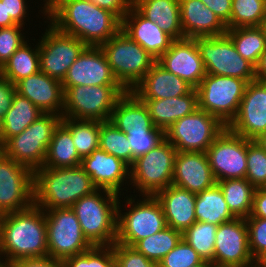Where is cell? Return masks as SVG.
Instances as JSON below:
<instances>
[{"label": "cell", "mask_w": 266, "mask_h": 267, "mask_svg": "<svg viewBox=\"0 0 266 267\" xmlns=\"http://www.w3.org/2000/svg\"><path fill=\"white\" fill-rule=\"evenodd\" d=\"M47 14L58 31L80 39L87 46H100L122 26L115 14L89 0H60Z\"/></svg>", "instance_id": "6da1fadb"}, {"label": "cell", "mask_w": 266, "mask_h": 267, "mask_svg": "<svg viewBox=\"0 0 266 267\" xmlns=\"http://www.w3.org/2000/svg\"><path fill=\"white\" fill-rule=\"evenodd\" d=\"M5 262L21 258L48 256L45 212L32 204L29 208L6 213L0 221V255Z\"/></svg>", "instance_id": "7a4b0ae2"}, {"label": "cell", "mask_w": 266, "mask_h": 267, "mask_svg": "<svg viewBox=\"0 0 266 267\" xmlns=\"http://www.w3.org/2000/svg\"><path fill=\"white\" fill-rule=\"evenodd\" d=\"M96 190L98 187L81 165L34 170L33 204L44 211L71 208L80 198Z\"/></svg>", "instance_id": "3957f363"}, {"label": "cell", "mask_w": 266, "mask_h": 267, "mask_svg": "<svg viewBox=\"0 0 266 267\" xmlns=\"http://www.w3.org/2000/svg\"><path fill=\"white\" fill-rule=\"evenodd\" d=\"M101 190L106 198L99 194ZM118 195L107 189H98L71 207L84 236L93 246H112L116 242Z\"/></svg>", "instance_id": "277c9868"}, {"label": "cell", "mask_w": 266, "mask_h": 267, "mask_svg": "<svg viewBox=\"0 0 266 267\" xmlns=\"http://www.w3.org/2000/svg\"><path fill=\"white\" fill-rule=\"evenodd\" d=\"M100 48L104 52L116 80L126 91H132L156 62L123 30L101 44Z\"/></svg>", "instance_id": "5b68a950"}, {"label": "cell", "mask_w": 266, "mask_h": 267, "mask_svg": "<svg viewBox=\"0 0 266 267\" xmlns=\"http://www.w3.org/2000/svg\"><path fill=\"white\" fill-rule=\"evenodd\" d=\"M125 92L121 85L71 86L64 92L62 117L109 121L116 102Z\"/></svg>", "instance_id": "8992f818"}, {"label": "cell", "mask_w": 266, "mask_h": 267, "mask_svg": "<svg viewBox=\"0 0 266 267\" xmlns=\"http://www.w3.org/2000/svg\"><path fill=\"white\" fill-rule=\"evenodd\" d=\"M246 86L247 82L237 77L206 74L195 88L198 107L228 126L238 113Z\"/></svg>", "instance_id": "52a82bcc"}, {"label": "cell", "mask_w": 266, "mask_h": 267, "mask_svg": "<svg viewBox=\"0 0 266 267\" xmlns=\"http://www.w3.org/2000/svg\"><path fill=\"white\" fill-rule=\"evenodd\" d=\"M177 150L164 139L158 146L137 157L130 166V180L142 195L154 196L172 185Z\"/></svg>", "instance_id": "ba28073f"}, {"label": "cell", "mask_w": 266, "mask_h": 267, "mask_svg": "<svg viewBox=\"0 0 266 267\" xmlns=\"http://www.w3.org/2000/svg\"><path fill=\"white\" fill-rule=\"evenodd\" d=\"M61 120L60 115L43 114L22 133L4 143L5 155L33 171L43 167L53 132Z\"/></svg>", "instance_id": "9c48e42d"}, {"label": "cell", "mask_w": 266, "mask_h": 267, "mask_svg": "<svg viewBox=\"0 0 266 267\" xmlns=\"http://www.w3.org/2000/svg\"><path fill=\"white\" fill-rule=\"evenodd\" d=\"M217 117L200 110L177 120L165 131V139L178 152H204L226 129Z\"/></svg>", "instance_id": "30bf717a"}, {"label": "cell", "mask_w": 266, "mask_h": 267, "mask_svg": "<svg viewBox=\"0 0 266 267\" xmlns=\"http://www.w3.org/2000/svg\"><path fill=\"white\" fill-rule=\"evenodd\" d=\"M194 40L206 74L237 77L247 83L256 79L255 66L237 52L226 34Z\"/></svg>", "instance_id": "8fae6325"}, {"label": "cell", "mask_w": 266, "mask_h": 267, "mask_svg": "<svg viewBox=\"0 0 266 267\" xmlns=\"http://www.w3.org/2000/svg\"><path fill=\"white\" fill-rule=\"evenodd\" d=\"M46 213L48 256L63 260L82 254L93 247L84 236L81 225L71 208H56Z\"/></svg>", "instance_id": "7c38bea8"}, {"label": "cell", "mask_w": 266, "mask_h": 267, "mask_svg": "<svg viewBox=\"0 0 266 267\" xmlns=\"http://www.w3.org/2000/svg\"><path fill=\"white\" fill-rule=\"evenodd\" d=\"M143 201L134 204L129 212L121 214L117 206L116 242L133 246L137 241L149 237L167 227L162 206L155 196L146 195Z\"/></svg>", "instance_id": "4fadbf2b"}, {"label": "cell", "mask_w": 266, "mask_h": 267, "mask_svg": "<svg viewBox=\"0 0 266 267\" xmlns=\"http://www.w3.org/2000/svg\"><path fill=\"white\" fill-rule=\"evenodd\" d=\"M48 28L39 43L40 71L62 82L87 45L74 36L58 31L52 24Z\"/></svg>", "instance_id": "5bb4252c"}, {"label": "cell", "mask_w": 266, "mask_h": 267, "mask_svg": "<svg viewBox=\"0 0 266 267\" xmlns=\"http://www.w3.org/2000/svg\"><path fill=\"white\" fill-rule=\"evenodd\" d=\"M216 181L245 178L247 139L227 127L206 151Z\"/></svg>", "instance_id": "9a60e30c"}, {"label": "cell", "mask_w": 266, "mask_h": 267, "mask_svg": "<svg viewBox=\"0 0 266 267\" xmlns=\"http://www.w3.org/2000/svg\"><path fill=\"white\" fill-rule=\"evenodd\" d=\"M34 171L5 154L0 158V207L5 213L33 204Z\"/></svg>", "instance_id": "2e32d148"}, {"label": "cell", "mask_w": 266, "mask_h": 267, "mask_svg": "<svg viewBox=\"0 0 266 267\" xmlns=\"http://www.w3.org/2000/svg\"><path fill=\"white\" fill-rule=\"evenodd\" d=\"M249 251L245 218H235L218 226L215 247V267H258ZM254 264V265H253Z\"/></svg>", "instance_id": "e0dca14e"}, {"label": "cell", "mask_w": 266, "mask_h": 267, "mask_svg": "<svg viewBox=\"0 0 266 267\" xmlns=\"http://www.w3.org/2000/svg\"><path fill=\"white\" fill-rule=\"evenodd\" d=\"M227 128L249 140L266 132L265 81L255 79L247 83L238 113Z\"/></svg>", "instance_id": "ac0fdd59"}, {"label": "cell", "mask_w": 266, "mask_h": 267, "mask_svg": "<svg viewBox=\"0 0 266 267\" xmlns=\"http://www.w3.org/2000/svg\"><path fill=\"white\" fill-rule=\"evenodd\" d=\"M61 83L64 92L78 85H120L100 46H87L70 66Z\"/></svg>", "instance_id": "d6986e66"}, {"label": "cell", "mask_w": 266, "mask_h": 267, "mask_svg": "<svg viewBox=\"0 0 266 267\" xmlns=\"http://www.w3.org/2000/svg\"><path fill=\"white\" fill-rule=\"evenodd\" d=\"M156 62L165 70L185 80L194 89L205 77L203 61L194 39L174 40Z\"/></svg>", "instance_id": "ffe728a7"}, {"label": "cell", "mask_w": 266, "mask_h": 267, "mask_svg": "<svg viewBox=\"0 0 266 267\" xmlns=\"http://www.w3.org/2000/svg\"><path fill=\"white\" fill-rule=\"evenodd\" d=\"M217 183L204 152H177L172 185L199 193Z\"/></svg>", "instance_id": "44dd1931"}, {"label": "cell", "mask_w": 266, "mask_h": 267, "mask_svg": "<svg viewBox=\"0 0 266 267\" xmlns=\"http://www.w3.org/2000/svg\"><path fill=\"white\" fill-rule=\"evenodd\" d=\"M15 87L17 93L28 98L44 114L62 116L64 112L62 111L64 109V89L61 81L39 71L18 81ZM60 109L62 113L59 111Z\"/></svg>", "instance_id": "7402d4cb"}, {"label": "cell", "mask_w": 266, "mask_h": 267, "mask_svg": "<svg viewBox=\"0 0 266 267\" xmlns=\"http://www.w3.org/2000/svg\"><path fill=\"white\" fill-rule=\"evenodd\" d=\"M81 166L92 178L98 189H107L119 194L125 178H130V166L123 160L108 154L101 148L82 158Z\"/></svg>", "instance_id": "603a6c76"}, {"label": "cell", "mask_w": 266, "mask_h": 267, "mask_svg": "<svg viewBox=\"0 0 266 267\" xmlns=\"http://www.w3.org/2000/svg\"><path fill=\"white\" fill-rule=\"evenodd\" d=\"M123 30L157 60L174 41L156 23L145 18L133 5L122 19Z\"/></svg>", "instance_id": "cb8c5ba5"}, {"label": "cell", "mask_w": 266, "mask_h": 267, "mask_svg": "<svg viewBox=\"0 0 266 267\" xmlns=\"http://www.w3.org/2000/svg\"><path fill=\"white\" fill-rule=\"evenodd\" d=\"M183 35L185 38L221 36L226 25L200 0H179Z\"/></svg>", "instance_id": "d4e9b609"}, {"label": "cell", "mask_w": 266, "mask_h": 267, "mask_svg": "<svg viewBox=\"0 0 266 267\" xmlns=\"http://www.w3.org/2000/svg\"><path fill=\"white\" fill-rule=\"evenodd\" d=\"M160 202L167 226L181 233L196 222V194L188 190L169 185L155 195Z\"/></svg>", "instance_id": "484cf974"}, {"label": "cell", "mask_w": 266, "mask_h": 267, "mask_svg": "<svg viewBox=\"0 0 266 267\" xmlns=\"http://www.w3.org/2000/svg\"><path fill=\"white\" fill-rule=\"evenodd\" d=\"M193 87L155 62L132 92L139 99H164L188 94Z\"/></svg>", "instance_id": "4316f807"}, {"label": "cell", "mask_w": 266, "mask_h": 267, "mask_svg": "<svg viewBox=\"0 0 266 267\" xmlns=\"http://www.w3.org/2000/svg\"><path fill=\"white\" fill-rule=\"evenodd\" d=\"M140 100L146 104L154 126L164 131L177 120L194 113L199 108L197 91L194 88L183 96Z\"/></svg>", "instance_id": "83f0119b"}, {"label": "cell", "mask_w": 266, "mask_h": 267, "mask_svg": "<svg viewBox=\"0 0 266 267\" xmlns=\"http://www.w3.org/2000/svg\"><path fill=\"white\" fill-rule=\"evenodd\" d=\"M145 18L156 23L173 40L184 39L179 0H133Z\"/></svg>", "instance_id": "f1b7e54d"}, {"label": "cell", "mask_w": 266, "mask_h": 267, "mask_svg": "<svg viewBox=\"0 0 266 267\" xmlns=\"http://www.w3.org/2000/svg\"><path fill=\"white\" fill-rule=\"evenodd\" d=\"M123 132L131 129H155L146 104L132 91H126L116 102L109 120Z\"/></svg>", "instance_id": "f546056e"}, {"label": "cell", "mask_w": 266, "mask_h": 267, "mask_svg": "<svg viewBox=\"0 0 266 267\" xmlns=\"http://www.w3.org/2000/svg\"><path fill=\"white\" fill-rule=\"evenodd\" d=\"M195 216L196 221L217 226L236 218L228 209L223 192L217 183L196 194Z\"/></svg>", "instance_id": "4dcf8cb0"}, {"label": "cell", "mask_w": 266, "mask_h": 267, "mask_svg": "<svg viewBox=\"0 0 266 267\" xmlns=\"http://www.w3.org/2000/svg\"><path fill=\"white\" fill-rule=\"evenodd\" d=\"M71 132L60 122L53 132L43 167L67 168L81 165Z\"/></svg>", "instance_id": "1f68e13d"}, {"label": "cell", "mask_w": 266, "mask_h": 267, "mask_svg": "<svg viewBox=\"0 0 266 267\" xmlns=\"http://www.w3.org/2000/svg\"><path fill=\"white\" fill-rule=\"evenodd\" d=\"M43 114L28 98L16 92L12 106L3 115V142L22 133Z\"/></svg>", "instance_id": "d6a6232c"}, {"label": "cell", "mask_w": 266, "mask_h": 267, "mask_svg": "<svg viewBox=\"0 0 266 267\" xmlns=\"http://www.w3.org/2000/svg\"><path fill=\"white\" fill-rule=\"evenodd\" d=\"M225 34L244 59L254 66L258 64L260 56L266 50V25L227 29Z\"/></svg>", "instance_id": "836d02e7"}, {"label": "cell", "mask_w": 266, "mask_h": 267, "mask_svg": "<svg viewBox=\"0 0 266 267\" xmlns=\"http://www.w3.org/2000/svg\"><path fill=\"white\" fill-rule=\"evenodd\" d=\"M34 49L25 41L0 68V75L14 85L40 71L39 43Z\"/></svg>", "instance_id": "e575fe53"}, {"label": "cell", "mask_w": 266, "mask_h": 267, "mask_svg": "<svg viewBox=\"0 0 266 267\" xmlns=\"http://www.w3.org/2000/svg\"><path fill=\"white\" fill-rule=\"evenodd\" d=\"M228 209L236 218L251 215L255 188L245 179H226L218 181Z\"/></svg>", "instance_id": "d590c367"}, {"label": "cell", "mask_w": 266, "mask_h": 267, "mask_svg": "<svg viewBox=\"0 0 266 267\" xmlns=\"http://www.w3.org/2000/svg\"><path fill=\"white\" fill-rule=\"evenodd\" d=\"M61 123L71 132L75 148L81 158L99 148L101 121L62 117Z\"/></svg>", "instance_id": "8d00e7d4"}, {"label": "cell", "mask_w": 266, "mask_h": 267, "mask_svg": "<svg viewBox=\"0 0 266 267\" xmlns=\"http://www.w3.org/2000/svg\"><path fill=\"white\" fill-rule=\"evenodd\" d=\"M181 239V232L167 226L163 230L137 241L133 247L149 260L159 262Z\"/></svg>", "instance_id": "74e56055"}, {"label": "cell", "mask_w": 266, "mask_h": 267, "mask_svg": "<svg viewBox=\"0 0 266 267\" xmlns=\"http://www.w3.org/2000/svg\"><path fill=\"white\" fill-rule=\"evenodd\" d=\"M218 226L196 221L182 233V239L203 259L214 266L215 237Z\"/></svg>", "instance_id": "f35d334b"}, {"label": "cell", "mask_w": 266, "mask_h": 267, "mask_svg": "<svg viewBox=\"0 0 266 267\" xmlns=\"http://www.w3.org/2000/svg\"><path fill=\"white\" fill-rule=\"evenodd\" d=\"M266 25V0H232L227 29Z\"/></svg>", "instance_id": "ab89813d"}, {"label": "cell", "mask_w": 266, "mask_h": 267, "mask_svg": "<svg viewBox=\"0 0 266 267\" xmlns=\"http://www.w3.org/2000/svg\"><path fill=\"white\" fill-rule=\"evenodd\" d=\"M99 148L123 160L129 166L132 165V152L127 135L110 121L102 122L100 125Z\"/></svg>", "instance_id": "60d3db41"}, {"label": "cell", "mask_w": 266, "mask_h": 267, "mask_svg": "<svg viewBox=\"0 0 266 267\" xmlns=\"http://www.w3.org/2000/svg\"><path fill=\"white\" fill-rule=\"evenodd\" d=\"M132 152V164L134 160L158 146L165 139V131L155 129H131L126 132Z\"/></svg>", "instance_id": "b9f144b4"}, {"label": "cell", "mask_w": 266, "mask_h": 267, "mask_svg": "<svg viewBox=\"0 0 266 267\" xmlns=\"http://www.w3.org/2000/svg\"><path fill=\"white\" fill-rule=\"evenodd\" d=\"M245 179L254 188H266V152L247 139V172Z\"/></svg>", "instance_id": "7bdbcfd3"}, {"label": "cell", "mask_w": 266, "mask_h": 267, "mask_svg": "<svg viewBox=\"0 0 266 267\" xmlns=\"http://www.w3.org/2000/svg\"><path fill=\"white\" fill-rule=\"evenodd\" d=\"M194 265L212 264L203 261L200 255L183 239L159 261V267H190Z\"/></svg>", "instance_id": "ee69618b"}, {"label": "cell", "mask_w": 266, "mask_h": 267, "mask_svg": "<svg viewBox=\"0 0 266 267\" xmlns=\"http://www.w3.org/2000/svg\"><path fill=\"white\" fill-rule=\"evenodd\" d=\"M245 219L248 228L249 251L256 264H259L266 258V219L251 215Z\"/></svg>", "instance_id": "f6af8a7d"}, {"label": "cell", "mask_w": 266, "mask_h": 267, "mask_svg": "<svg viewBox=\"0 0 266 267\" xmlns=\"http://www.w3.org/2000/svg\"><path fill=\"white\" fill-rule=\"evenodd\" d=\"M115 261L120 267H159V262L149 260L133 246L115 242L113 245Z\"/></svg>", "instance_id": "bcb514c9"}, {"label": "cell", "mask_w": 266, "mask_h": 267, "mask_svg": "<svg viewBox=\"0 0 266 267\" xmlns=\"http://www.w3.org/2000/svg\"><path fill=\"white\" fill-rule=\"evenodd\" d=\"M20 25L0 28V68L12 54L24 43ZM22 35V36H21Z\"/></svg>", "instance_id": "7dc6e473"}, {"label": "cell", "mask_w": 266, "mask_h": 267, "mask_svg": "<svg viewBox=\"0 0 266 267\" xmlns=\"http://www.w3.org/2000/svg\"><path fill=\"white\" fill-rule=\"evenodd\" d=\"M5 9L6 27L24 24L27 9L25 0H5Z\"/></svg>", "instance_id": "c3c4849f"}, {"label": "cell", "mask_w": 266, "mask_h": 267, "mask_svg": "<svg viewBox=\"0 0 266 267\" xmlns=\"http://www.w3.org/2000/svg\"><path fill=\"white\" fill-rule=\"evenodd\" d=\"M114 261L113 246H93L89 249V267H110Z\"/></svg>", "instance_id": "681fc988"}, {"label": "cell", "mask_w": 266, "mask_h": 267, "mask_svg": "<svg viewBox=\"0 0 266 267\" xmlns=\"http://www.w3.org/2000/svg\"><path fill=\"white\" fill-rule=\"evenodd\" d=\"M96 6L115 14L121 21L130 10L133 0H89Z\"/></svg>", "instance_id": "f907efd6"}, {"label": "cell", "mask_w": 266, "mask_h": 267, "mask_svg": "<svg viewBox=\"0 0 266 267\" xmlns=\"http://www.w3.org/2000/svg\"><path fill=\"white\" fill-rule=\"evenodd\" d=\"M9 267H64L62 260L50 256L17 259Z\"/></svg>", "instance_id": "816d5d0a"}, {"label": "cell", "mask_w": 266, "mask_h": 267, "mask_svg": "<svg viewBox=\"0 0 266 267\" xmlns=\"http://www.w3.org/2000/svg\"><path fill=\"white\" fill-rule=\"evenodd\" d=\"M15 93V85L0 75V114L4 115L12 106Z\"/></svg>", "instance_id": "f5cc1de1"}, {"label": "cell", "mask_w": 266, "mask_h": 267, "mask_svg": "<svg viewBox=\"0 0 266 267\" xmlns=\"http://www.w3.org/2000/svg\"><path fill=\"white\" fill-rule=\"evenodd\" d=\"M226 25L230 21L232 0H200Z\"/></svg>", "instance_id": "db71d44e"}, {"label": "cell", "mask_w": 266, "mask_h": 267, "mask_svg": "<svg viewBox=\"0 0 266 267\" xmlns=\"http://www.w3.org/2000/svg\"><path fill=\"white\" fill-rule=\"evenodd\" d=\"M251 216L266 219V188H255Z\"/></svg>", "instance_id": "11a10c76"}, {"label": "cell", "mask_w": 266, "mask_h": 267, "mask_svg": "<svg viewBox=\"0 0 266 267\" xmlns=\"http://www.w3.org/2000/svg\"><path fill=\"white\" fill-rule=\"evenodd\" d=\"M64 267H89V250L62 260Z\"/></svg>", "instance_id": "9f6ffc18"}, {"label": "cell", "mask_w": 266, "mask_h": 267, "mask_svg": "<svg viewBox=\"0 0 266 267\" xmlns=\"http://www.w3.org/2000/svg\"><path fill=\"white\" fill-rule=\"evenodd\" d=\"M256 80L266 82V50L260 56L258 64L255 66Z\"/></svg>", "instance_id": "6f0895ef"}, {"label": "cell", "mask_w": 266, "mask_h": 267, "mask_svg": "<svg viewBox=\"0 0 266 267\" xmlns=\"http://www.w3.org/2000/svg\"><path fill=\"white\" fill-rule=\"evenodd\" d=\"M251 141L266 152V132L256 135Z\"/></svg>", "instance_id": "680465c9"}, {"label": "cell", "mask_w": 266, "mask_h": 267, "mask_svg": "<svg viewBox=\"0 0 266 267\" xmlns=\"http://www.w3.org/2000/svg\"><path fill=\"white\" fill-rule=\"evenodd\" d=\"M6 27L5 0H0V28Z\"/></svg>", "instance_id": "91938a15"}, {"label": "cell", "mask_w": 266, "mask_h": 267, "mask_svg": "<svg viewBox=\"0 0 266 267\" xmlns=\"http://www.w3.org/2000/svg\"><path fill=\"white\" fill-rule=\"evenodd\" d=\"M46 1V0H45ZM53 7V0H47L45 3V6L43 10H45V15H47V12Z\"/></svg>", "instance_id": "94428289"}, {"label": "cell", "mask_w": 266, "mask_h": 267, "mask_svg": "<svg viewBox=\"0 0 266 267\" xmlns=\"http://www.w3.org/2000/svg\"><path fill=\"white\" fill-rule=\"evenodd\" d=\"M5 154V145L4 142L2 140V138L0 137V158Z\"/></svg>", "instance_id": "6125c7cd"}, {"label": "cell", "mask_w": 266, "mask_h": 267, "mask_svg": "<svg viewBox=\"0 0 266 267\" xmlns=\"http://www.w3.org/2000/svg\"><path fill=\"white\" fill-rule=\"evenodd\" d=\"M2 132H3V115L0 114V137L2 138Z\"/></svg>", "instance_id": "be15d7a7"}, {"label": "cell", "mask_w": 266, "mask_h": 267, "mask_svg": "<svg viewBox=\"0 0 266 267\" xmlns=\"http://www.w3.org/2000/svg\"><path fill=\"white\" fill-rule=\"evenodd\" d=\"M258 267H266V258L258 264Z\"/></svg>", "instance_id": "e7e4bbea"}, {"label": "cell", "mask_w": 266, "mask_h": 267, "mask_svg": "<svg viewBox=\"0 0 266 267\" xmlns=\"http://www.w3.org/2000/svg\"><path fill=\"white\" fill-rule=\"evenodd\" d=\"M6 216V213L0 207V221Z\"/></svg>", "instance_id": "03108f58"}, {"label": "cell", "mask_w": 266, "mask_h": 267, "mask_svg": "<svg viewBox=\"0 0 266 267\" xmlns=\"http://www.w3.org/2000/svg\"><path fill=\"white\" fill-rule=\"evenodd\" d=\"M2 261L0 259V267H9L4 260H2Z\"/></svg>", "instance_id": "003e7915"}, {"label": "cell", "mask_w": 266, "mask_h": 267, "mask_svg": "<svg viewBox=\"0 0 266 267\" xmlns=\"http://www.w3.org/2000/svg\"><path fill=\"white\" fill-rule=\"evenodd\" d=\"M190 267H213V265H194Z\"/></svg>", "instance_id": "a7ac6f4b"}, {"label": "cell", "mask_w": 266, "mask_h": 267, "mask_svg": "<svg viewBox=\"0 0 266 267\" xmlns=\"http://www.w3.org/2000/svg\"><path fill=\"white\" fill-rule=\"evenodd\" d=\"M110 267H120V266L117 264L116 261H114V262L110 265Z\"/></svg>", "instance_id": "89a4df30"}, {"label": "cell", "mask_w": 266, "mask_h": 267, "mask_svg": "<svg viewBox=\"0 0 266 267\" xmlns=\"http://www.w3.org/2000/svg\"><path fill=\"white\" fill-rule=\"evenodd\" d=\"M60 0H53V6Z\"/></svg>", "instance_id": "2644e50d"}]
</instances>
